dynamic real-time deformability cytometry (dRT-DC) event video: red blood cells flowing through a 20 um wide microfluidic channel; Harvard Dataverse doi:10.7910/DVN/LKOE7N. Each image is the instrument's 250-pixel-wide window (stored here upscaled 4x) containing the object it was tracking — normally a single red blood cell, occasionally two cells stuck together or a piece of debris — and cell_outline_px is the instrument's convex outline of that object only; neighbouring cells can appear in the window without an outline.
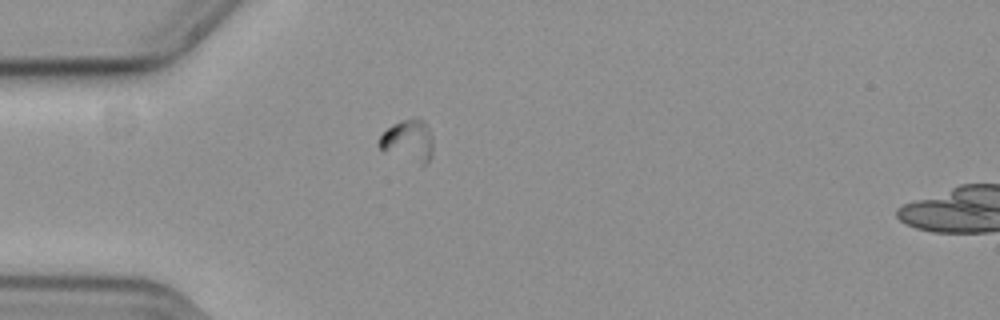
{"species": "common noctule bat (a hibernating species)", "species_latin": "Nyctalus noctula", "temperature_condition": "cold", "stored_images_in_passage": 50, "camera_frame_rate_fps": 3000, "um_per_image_px": 0.085, "animal": {"sex": "female", "body_mass_g": 19.3, "forearm_length_mm": 54.1}, "frame": {"image": 1, "passage_image": 8, "time_ms": 2.333, "image_size_px": [1000, 320], "cell_outline_px": [[432, 156], [428, 164], [420, 164], [384, 152], [376, 144], [380, 136], [392, 124], [400, 120], [416, 116], [424, 120], [432, 136]], "centroid_in_image_um": [34.69, 11.94], "position_along_channel_um": 50.3, "area_um2": 13.53}}
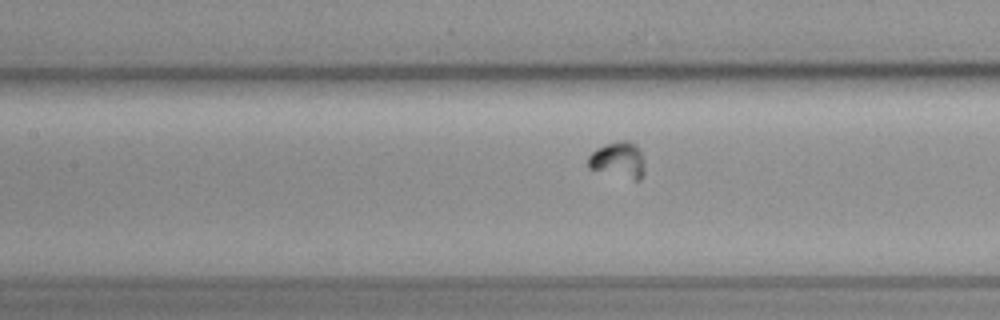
{"frame": {"image": 2, "passage_image": 18, "time_ms": 5.667, "image_size_px": [1000, 320], "cell_outline_px": [[644, 172], [640, 180], [636, 180], [588, 168], [588, 156], [596, 148], [604, 144], [620, 140], [628, 140], [636, 144], [644, 160]], "centroid_in_image_um": [52.55, 13.57], "position_along_channel_um": 154.8, "area_um2": 11.91}}
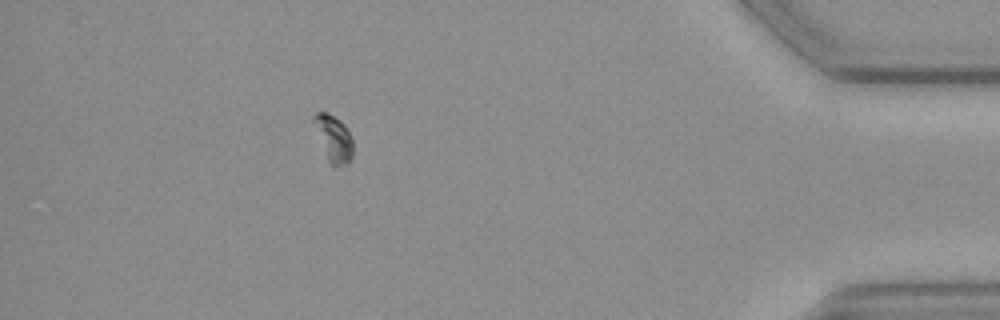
{"frame": {"image": 3, "passage_image": 44, "time_ms": 14.333, "image_size_px": [1000, 320], "cell_outline_px": [[352, 156], [348, 164], [332, 164], [328, 160], [312, 120], [312, 116], [316, 112], [328, 112], [340, 120], [344, 124], [352, 140]], "centroid_in_image_um": [28.35, 11.71], "position_along_channel_um": 406.9, "area_um2": 10.23}}